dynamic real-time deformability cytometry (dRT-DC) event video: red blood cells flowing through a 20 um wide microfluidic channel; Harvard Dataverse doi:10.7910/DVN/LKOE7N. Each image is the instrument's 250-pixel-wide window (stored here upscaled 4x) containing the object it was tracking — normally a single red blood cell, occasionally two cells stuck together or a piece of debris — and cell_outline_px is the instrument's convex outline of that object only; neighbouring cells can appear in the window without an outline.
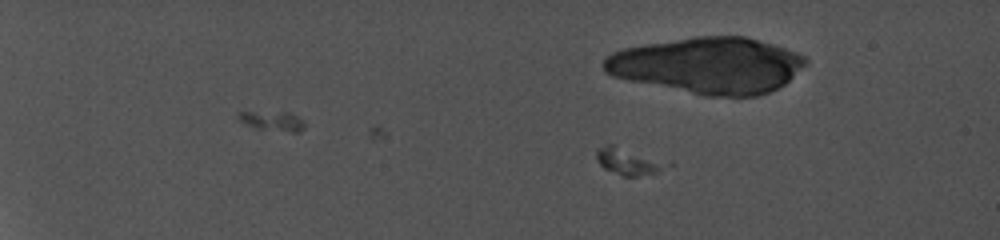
{"species": "common noctule bat (a hibernating species)", "species_latin": "Nyctalus noctula", "temperature_condition": "cold", "stored_images_in_passage": 35, "camera_frame_rate_fps": 5000, "um_per_image_px": 0.085, "animal": {"sex": "female", "body_mass_g": 19.0, "forearm_length_mm": 56.7}, "frame": {"image": 1, "passage_image": 6, "time_ms": 4.2, "image_size_px": [1000, 240], "cell_outline_px": [[676, 164], [656, 172], [636, 176], [620, 176], [604, 168], [596, 160], [596, 148], [608, 144], [612, 144]], "centroid_in_image_um": [53.42, 13.72], "position_along_channel_um": 31.6, "area_um2": 11.1}}